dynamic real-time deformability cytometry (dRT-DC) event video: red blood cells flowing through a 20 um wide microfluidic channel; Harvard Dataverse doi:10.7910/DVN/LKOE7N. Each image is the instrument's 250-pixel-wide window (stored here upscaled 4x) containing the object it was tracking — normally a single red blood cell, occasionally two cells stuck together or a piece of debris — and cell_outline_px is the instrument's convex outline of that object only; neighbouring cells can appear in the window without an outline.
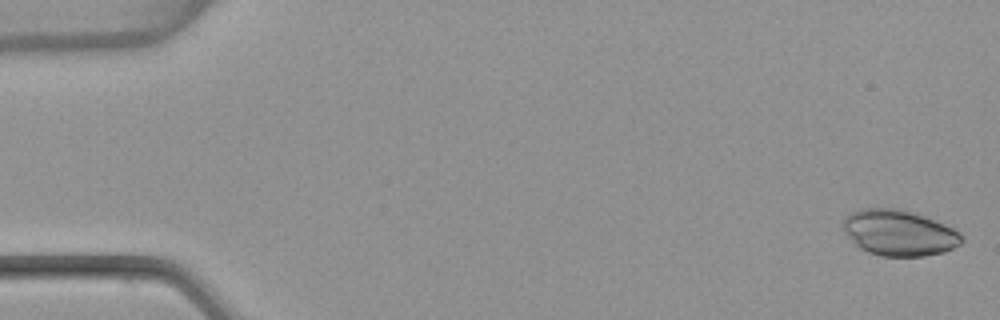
{"species": "common noctule bat (a hibernating species)", "species_latin": "Nyctalus noctula", "temperature_condition": "warm", "stored_images_in_passage": 3, "camera_frame_rate_fps": 3000, "um_per_image_px": 0.085, "animal": {"sex": "female", "body_mass_g": 22.7, "forearm_length_mm": 54.2}, "frame": {"image": 1, "passage_image": 1, "time_ms": 0.0, "image_size_px": [1000, 320], "cell_outline_px": [[964, 240], [960, 244], [944, 252], [924, 256], [880, 256], [868, 252], [860, 248], [844, 232], [840, 224], [840, 220], [844, 216], [852, 212], [864, 208], [900, 208], [924, 216], [944, 224], [960, 232], [964, 236]], "centroid_in_image_um": [76.39, 19.78], "position_along_channel_um": 8.6, "area_um2": 31.91}}